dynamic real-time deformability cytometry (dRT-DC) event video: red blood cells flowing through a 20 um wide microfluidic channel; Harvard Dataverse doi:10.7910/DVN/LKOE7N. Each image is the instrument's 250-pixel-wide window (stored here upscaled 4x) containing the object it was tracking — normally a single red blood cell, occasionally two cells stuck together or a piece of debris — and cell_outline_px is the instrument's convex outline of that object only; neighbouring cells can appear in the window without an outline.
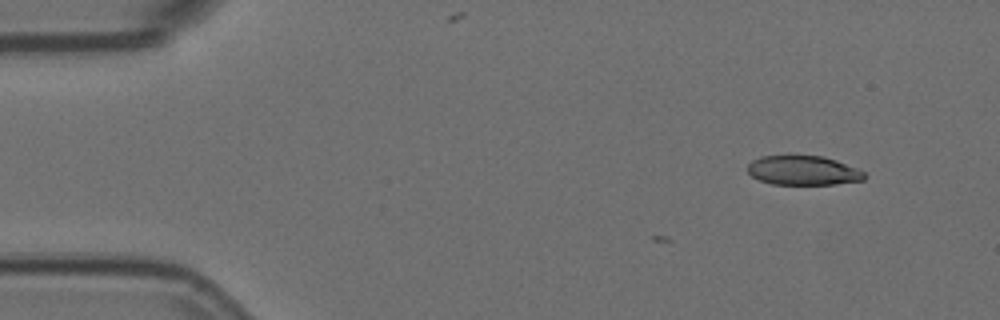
{"species": "Egyptian fruit bat (a non-hibernating species)", "species_latin": "Rousettus aegyptiacus", "temperature_condition": "room temperature", "stored_images_in_passage": 2, "camera_frame_rate_fps": 3000, "um_per_image_px": 0.085, "animal": {"sex": "female"}, "frame": {"image": 1, "passage_image": 2, "time_ms": 0.333, "image_size_px": [1000, 320], "cell_outline_px": [[864, 180], [832, 184], [772, 184], [760, 180], [752, 176], [748, 172], [748, 164], [752, 160], [760, 156], [820, 156], [836, 160], [856, 168], [864, 172]], "centroid_in_image_um": [68.24, 14.49], "position_along_channel_um": 16.8, "area_um2": 19.71}}